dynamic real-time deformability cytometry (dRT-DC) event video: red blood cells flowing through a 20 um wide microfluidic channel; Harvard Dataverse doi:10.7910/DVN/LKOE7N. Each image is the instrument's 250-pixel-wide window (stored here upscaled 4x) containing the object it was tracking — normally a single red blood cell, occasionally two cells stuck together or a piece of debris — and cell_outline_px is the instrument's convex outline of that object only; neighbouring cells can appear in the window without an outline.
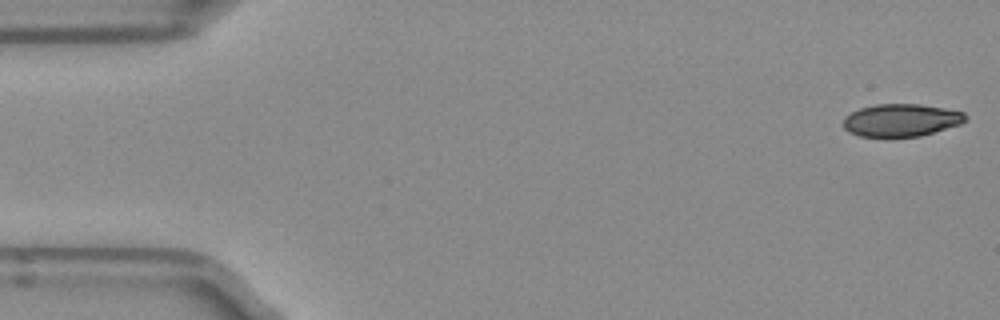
{"species": "Egyptian fruit bat (a non-hibernating species)", "species_latin": "Rousettus aegyptiacus", "temperature_condition": "room temperature", "stored_images_in_passage": 45, "camera_frame_rate_fps": 3000, "um_per_image_px": 0.085, "frame": {"image": 1, "passage_image": 1, "time_ms": 0.0, "image_size_px": [1000, 320], "cell_outline_px": [[968, 120], [960, 124], [920, 136], [860, 136], [848, 132], [844, 128], [844, 116], [860, 108], [876, 104], [920, 104], [944, 108], [964, 112], [968, 116]], "centroid_in_image_um": [76.61, 10.2], "position_along_channel_um": 8.4, "area_um2": 23.12}}
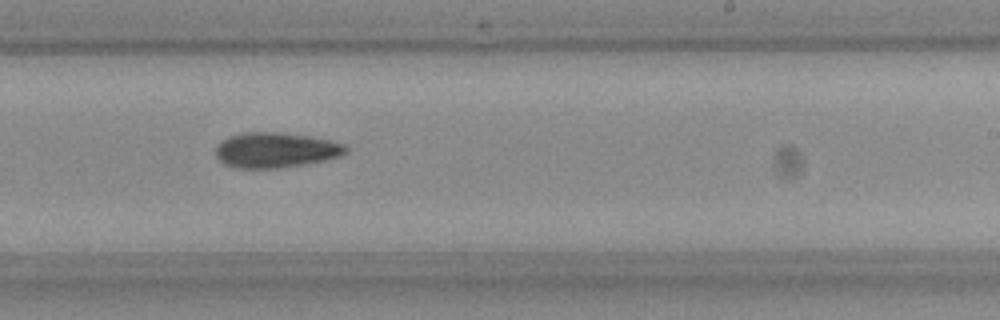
{"frame": {"image": 2, "passage_image": 30, "time_ms": 9.667, "image_size_px": [1000, 320], "cell_outline_px": [[348, 152], [340, 156], [328, 160], [304, 164], [276, 168], [240, 168], [224, 164], [216, 156], [216, 148], [220, 140], [228, 136], [244, 132], [280, 132], [312, 136], [344, 144], [348, 148]], "centroid_in_image_um": [23.44, 12.74], "position_along_channel_um": 265.6, "area_um2": 26.88}}
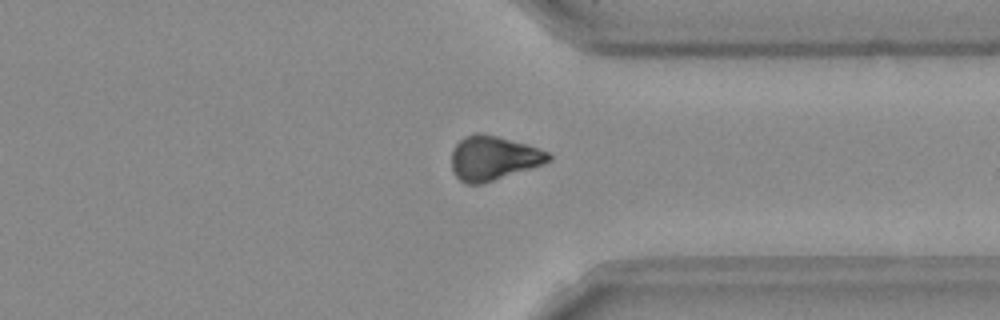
{"frame": {"image": 3, "passage_image": 38, "time_ms": 12.333, "image_size_px": [1000, 320], "cell_outline_px": [[552, 160], [544, 164], [480, 184], [464, 184], [452, 172], [452, 148], [464, 136], [476, 132], [480, 132], [496, 136], [524, 144], [548, 152], [552, 156]], "centroid_in_image_um": [41.89, 13.44], "position_along_channel_um": 369.5, "area_um2": 24.85}, "authors_computed_cell_mechanics": {"area_um2": 25.7788, "velocity_mm_per_s": 3.9766, "shape_relaxation_time_tau1_ms": 4.2997, "shape_relaxation_time_tau2_ms": null, "deformation_change_tau1": 0.1253, "deformation_change_tau2": null}}